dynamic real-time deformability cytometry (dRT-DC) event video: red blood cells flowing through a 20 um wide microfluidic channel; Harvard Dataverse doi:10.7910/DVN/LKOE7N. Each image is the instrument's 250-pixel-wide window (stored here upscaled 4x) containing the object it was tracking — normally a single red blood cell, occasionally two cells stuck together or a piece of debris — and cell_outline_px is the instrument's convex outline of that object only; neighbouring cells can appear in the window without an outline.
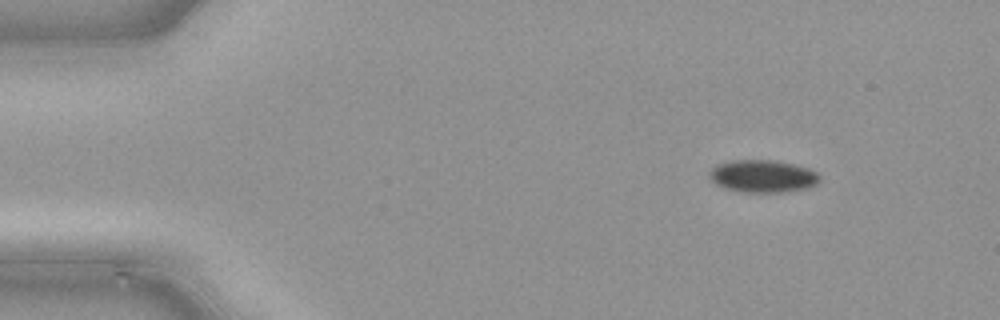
{"species": "common noctule bat (a hibernating species)", "species_latin": "Nyctalus noctula", "temperature_condition": "cold", "stored_images_in_passage": 43, "camera_frame_rate_fps": 3000, "um_per_image_px": 0.085, "animal": {"sex": "male", "body_mass_g": 21.5, "forearm_length_mm": 52.0}, "frame": {"image": 1, "passage_image": 1, "time_ms": 0.0, "image_size_px": [1000, 320], "cell_outline_px": [[820, 180], [816, 184], [808, 188], [780, 192], [748, 192], [728, 188], [716, 184], [708, 176], [708, 172], [716, 164], [732, 160], [772, 160], [792, 164], [808, 168], [816, 172], [820, 176]], "centroid_in_image_um": [64.83, 14.96], "position_along_channel_um": 20.2, "area_um2": 20.69}}
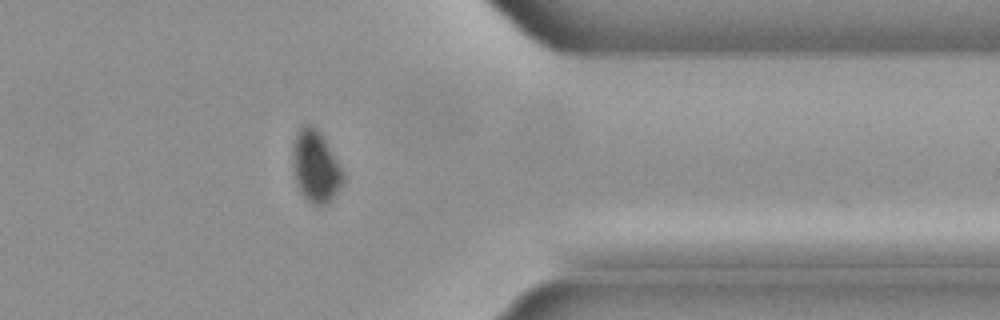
{"frame": {"image": 2, "passage_image": 34, "time_ms": 11.0, "image_size_px": [1000, 320], "cell_outline_px": [[344, 180], [340, 188], [332, 200], [324, 204], [312, 204], [304, 196], [296, 180], [296, 132], [304, 124], [312, 124], [320, 132], [336, 160], [344, 176]], "centroid_in_image_um": [26.89, 14.17], "position_along_channel_um": 384.5, "area_um2": 19.77}}
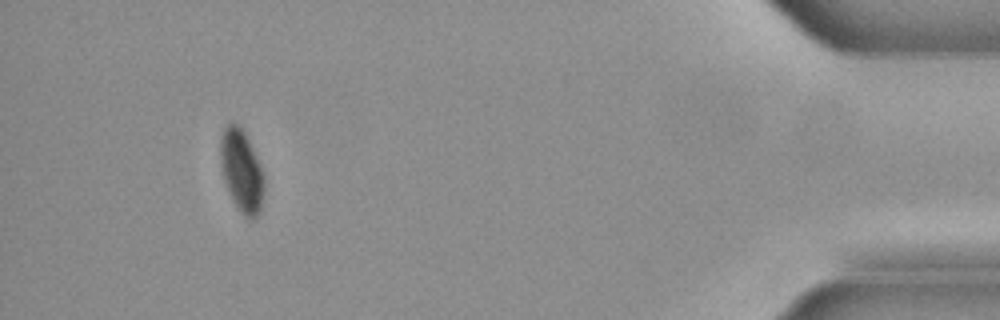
{"frame": {"image": 3, "passage_image": 40, "time_ms": 13.0, "image_size_px": [1000, 320], "cell_outline_px": [[264, 192], [260, 212], [256, 220], [248, 220], [240, 212], [232, 200], [224, 180], [220, 164], [220, 140], [224, 128], [228, 124], [236, 124], [244, 132], [264, 172]], "centroid_in_image_um": [20.55, 14.6], "position_along_channel_um": 414.7, "area_um2": 21.1}}